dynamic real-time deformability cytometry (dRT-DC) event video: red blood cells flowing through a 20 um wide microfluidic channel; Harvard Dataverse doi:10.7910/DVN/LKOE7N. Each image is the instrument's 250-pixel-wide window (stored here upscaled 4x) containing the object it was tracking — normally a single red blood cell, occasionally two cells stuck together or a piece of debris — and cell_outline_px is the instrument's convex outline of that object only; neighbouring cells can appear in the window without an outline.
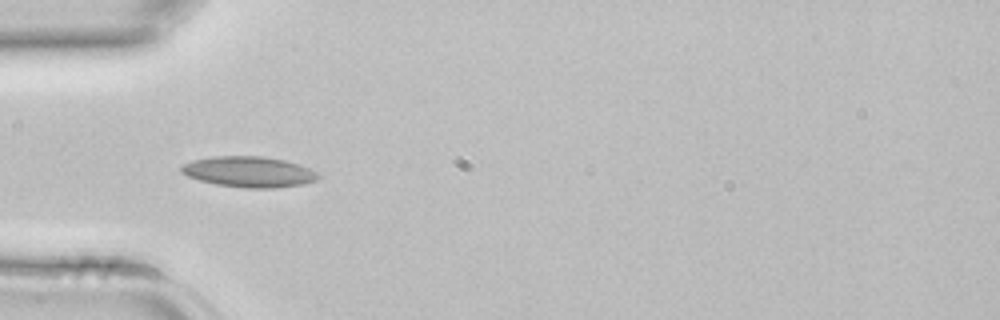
{"species": "common noctule bat (a hibernating species)", "species_latin": "Nyctalus noctula", "temperature_condition": "room temperature", "stored_images_in_passage": 4, "camera_frame_rate_fps": 3000, "um_per_image_px": 0.085, "animal": {"sex": "female", "body_mass_g": 22.7, "forearm_length_mm": 54.2}, "frame": {"image": 1, "passage_image": 4, "time_ms": 1.0, "image_size_px": [1000, 320], "cell_outline_px": [[320, 176], [316, 180], [304, 184], [276, 188], [244, 188], [216, 184], [200, 180], [188, 176], [180, 172], [180, 164], [192, 160], [212, 156], [264, 156], [284, 160], [308, 168], [316, 172]], "centroid_in_image_um": [21.12, 14.6], "position_along_channel_um": 63.9, "area_um2": 24.57}}